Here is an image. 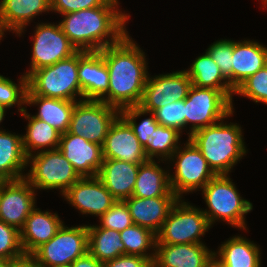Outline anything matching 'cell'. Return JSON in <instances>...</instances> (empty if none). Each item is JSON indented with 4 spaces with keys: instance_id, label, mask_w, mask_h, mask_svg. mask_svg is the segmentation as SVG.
<instances>
[{
    "instance_id": "obj_11",
    "label": "cell",
    "mask_w": 267,
    "mask_h": 267,
    "mask_svg": "<svg viewBox=\"0 0 267 267\" xmlns=\"http://www.w3.org/2000/svg\"><path fill=\"white\" fill-rule=\"evenodd\" d=\"M119 115L118 108L101 100L77 101L68 132L102 146L111 124Z\"/></svg>"
},
{
    "instance_id": "obj_19",
    "label": "cell",
    "mask_w": 267,
    "mask_h": 267,
    "mask_svg": "<svg viewBox=\"0 0 267 267\" xmlns=\"http://www.w3.org/2000/svg\"><path fill=\"white\" fill-rule=\"evenodd\" d=\"M178 197L140 198L131 196L124 200L134 224L158 234Z\"/></svg>"
},
{
    "instance_id": "obj_12",
    "label": "cell",
    "mask_w": 267,
    "mask_h": 267,
    "mask_svg": "<svg viewBox=\"0 0 267 267\" xmlns=\"http://www.w3.org/2000/svg\"><path fill=\"white\" fill-rule=\"evenodd\" d=\"M31 68L25 75L29 77L34 71L52 66L78 52L62 31L59 23H39L34 30Z\"/></svg>"
},
{
    "instance_id": "obj_18",
    "label": "cell",
    "mask_w": 267,
    "mask_h": 267,
    "mask_svg": "<svg viewBox=\"0 0 267 267\" xmlns=\"http://www.w3.org/2000/svg\"><path fill=\"white\" fill-rule=\"evenodd\" d=\"M78 78L83 100H100L109 90V73L100 51H79Z\"/></svg>"
},
{
    "instance_id": "obj_39",
    "label": "cell",
    "mask_w": 267,
    "mask_h": 267,
    "mask_svg": "<svg viewBox=\"0 0 267 267\" xmlns=\"http://www.w3.org/2000/svg\"><path fill=\"white\" fill-rule=\"evenodd\" d=\"M152 113L159 125L176 129L181 134L182 129H185V99L168 103Z\"/></svg>"
},
{
    "instance_id": "obj_40",
    "label": "cell",
    "mask_w": 267,
    "mask_h": 267,
    "mask_svg": "<svg viewBox=\"0 0 267 267\" xmlns=\"http://www.w3.org/2000/svg\"><path fill=\"white\" fill-rule=\"evenodd\" d=\"M206 52L218 65L223 76L228 80L230 86L232 87L233 40H217L207 48Z\"/></svg>"
},
{
    "instance_id": "obj_14",
    "label": "cell",
    "mask_w": 267,
    "mask_h": 267,
    "mask_svg": "<svg viewBox=\"0 0 267 267\" xmlns=\"http://www.w3.org/2000/svg\"><path fill=\"white\" fill-rule=\"evenodd\" d=\"M35 192L25 178L4 181L0 186V220L20 231L36 207Z\"/></svg>"
},
{
    "instance_id": "obj_48",
    "label": "cell",
    "mask_w": 267,
    "mask_h": 267,
    "mask_svg": "<svg viewBox=\"0 0 267 267\" xmlns=\"http://www.w3.org/2000/svg\"><path fill=\"white\" fill-rule=\"evenodd\" d=\"M4 36V31L2 30V28L0 27V40H2Z\"/></svg>"
},
{
    "instance_id": "obj_28",
    "label": "cell",
    "mask_w": 267,
    "mask_h": 267,
    "mask_svg": "<svg viewBox=\"0 0 267 267\" xmlns=\"http://www.w3.org/2000/svg\"><path fill=\"white\" fill-rule=\"evenodd\" d=\"M214 252L226 267H261L260 248L243 236L230 237Z\"/></svg>"
},
{
    "instance_id": "obj_9",
    "label": "cell",
    "mask_w": 267,
    "mask_h": 267,
    "mask_svg": "<svg viewBox=\"0 0 267 267\" xmlns=\"http://www.w3.org/2000/svg\"><path fill=\"white\" fill-rule=\"evenodd\" d=\"M176 159V161H175ZM175 163V172L169 174L171 190L182 199L183 194L200 191L216 176L197 146L188 139L168 160Z\"/></svg>"
},
{
    "instance_id": "obj_31",
    "label": "cell",
    "mask_w": 267,
    "mask_h": 267,
    "mask_svg": "<svg viewBox=\"0 0 267 267\" xmlns=\"http://www.w3.org/2000/svg\"><path fill=\"white\" fill-rule=\"evenodd\" d=\"M88 252L102 263L125 254L120 232L109 228H88Z\"/></svg>"
},
{
    "instance_id": "obj_20",
    "label": "cell",
    "mask_w": 267,
    "mask_h": 267,
    "mask_svg": "<svg viewBox=\"0 0 267 267\" xmlns=\"http://www.w3.org/2000/svg\"><path fill=\"white\" fill-rule=\"evenodd\" d=\"M63 223L57 213L35 207L20 230L21 246L26 257L53 238Z\"/></svg>"
},
{
    "instance_id": "obj_27",
    "label": "cell",
    "mask_w": 267,
    "mask_h": 267,
    "mask_svg": "<svg viewBox=\"0 0 267 267\" xmlns=\"http://www.w3.org/2000/svg\"><path fill=\"white\" fill-rule=\"evenodd\" d=\"M76 102L38 95H26V105H37L39 108L38 113L33 116L48 123L61 134L66 133L69 129Z\"/></svg>"
},
{
    "instance_id": "obj_23",
    "label": "cell",
    "mask_w": 267,
    "mask_h": 267,
    "mask_svg": "<svg viewBox=\"0 0 267 267\" xmlns=\"http://www.w3.org/2000/svg\"><path fill=\"white\" fill-rule=\"evenodd\" d=\"M215 251L205 244H156L153 267H204Z\"/></svg>"
},
{
    "instance_id": "obj_3",
    "label": "cell",
    "mask_w": 267,
    "mask_h": 267,
    "mask_svg": "<svg viewBox=\"0 0 267 267\" xmlns=\"http://www.w3.org/2000/svg\"><path fill=\"white\" fill-rule=\"evenodd\" d=\"M223 121L199 129L189 137L216 175L231 173L247 153L241 126Z\"/></svg>"
},
{
    "instance_id": "obj_51",
    "label": "cell",
    "mask_w": 267,
    "mask_h": 267,
    "mask_svg": "<svg viewBox=\"0 0 267 267\" xmlns=\"http://www.w3.org/2000/svg\"><path fill=\"white\" fill-rule=\"evenodd\" d=\"M263 4H264V7H266V5H267V0H266Z\"/></svg>"
},
{
    "instance_id": "obj_46",
    "label": "cell",
    "mask_w": 267,
    "mask_h": 267,
    "mask_svg": "<svg viewBox=\"0 0 267 267\" xmlns=\"http://www.w3.org/2000/svg\"><path fill=\"white\" fill-rule=\"evenodd\" d=\"M6 107L0 106V123L3 121L4 117H5V112H6ZM0 130H2L0 128Z\"/></svg>"
},
{
    "instance_id": "obj_34",
    "label": "cell",
    "mask_w": 267,
    "mask_h": 267,
    "mask_svg": "<svg viewBox=\"0 0 267 267\" xmlns=\"http://www.w3.org/2000/svg\"><path fill=\"white\" fill-rule=\"evenodd\" d=\"M0 259L19 264L28 260L20 241V231L0 220Z\"/></svg>"
},
{
    "instance_id": "obj_37",
    "label": "cell",
    "mask_w": 267,
    "mask_h": 267,
    "mask_svg": "<svg viewBox=\"0 0 267 267\" xmlns=\"http://www.w3.org/2000/svg\"><path fill=\"white\" fill-rule=\"evenodd\" d=\"M234 94L247 97L256 103L267 105V64L249 76L236 89Z\"/></svg>"
},
{
    "instance_id": "obj_7",
    "label": "cell",
    "mask_w": 267,
    "mask_h": 267,
    "mask_svg": "<svg viewBox=\"0 0 267 267\" xmlns=\"http://www.w3.org/2000/svg\"><path fill=\"white\" fill-rule=\"evenodd\" d=\"M29 164L25 179L35 190L58 189L63 195L81 178L58 149L32 154L27 159V166Z\"/></svg>"
},
{
    "instance_id": "obj_43",
    "label": "cell",
    "mask_w": 267,
    "mask_h": 267,
    "mask_svg": "<svg viewBox=\"0 0 267 267\" xmlns=\"http://www.w3.org/2000/svg\"><path fill=\"white\" fill-rule=\"evenodd\" d=\"M71 267H104V263L98 261L94 256L87 252L84 256L77 258Z\"/></svg>"
},
{
    "instance_id": "obj_45",
    "label": "cell",
    "mask_w": 267,
    "mask_h": 267,
    "mask_svg": "<svg viewBox=\"0 0 267 267\" xmlns=\"http://www.w3.org/2000/svg\"><path fill=\"white\" fill-rule=\"evenodd\" d=\"M12 267H36V266H34L29 260H26L25 262L14 264Z\"/></svg>"
},
{
    "instance_id": "obj_4",
    "label": "cell",
    "mask_w": 267,
    "mask_h": 267,
    "mask_svg": "<svg viewBox=\"0 0 267 267\" xmlns=\"http://www.w3.org/2000/svg\"><path fill=\"white\" fill-rule=\"evenodd\" d=\"M208 209L202 210L212 227L215 221H225L232 227L246 230L245 215L253 209L242 198L229 175H216L202 189Z\"/></svg>"
},
{
    "instance_id": "obj_21",
    "label": "cell",
    "mask_w": 267,
    "mask_h": 267,
    "mask_svg": "<svg viewBox=\"0 0 267 267\" xmlns=\"http://www.w3.org/2000/svg\"><path fill=\"white\" fill-rule=\"evenodd\" d=\"M51 10V0H0V27L19 37L33 18Z\"/></svg>"
},
{
    "instance_id": "obj_2",
    "label": "cell",
    "mask_w": 267,
    "mask_h": 267,
    "mask_svg": "<svg viewBox=\"0 0 267 267\" xmlns=\"http://www.w3.org/2000/svg\"><path fill=\"white\" fill-rule=\"evenodd\" d=\"M118 5V0H107L99 7L62 14L59 25L78 51H100L128 33L125 25L130 14Z\"/></svg>"
},
{
    "instance_id": "obj_26",
    "label": "cell",
    "mask_w": 267,
    "mask_h": 267,
    "mask_svg": "<svg viewBox=\"0 0 267 267\" xmlns=\"http://www.w3.org/2000/svg\"><path fill=\"white\" fill-rule=\"evenodd\" d=\"M169 170L165 171L154 160L140 164L133 195L140 198L177 197L170 188Z\"/></svg>"
},
{
    "instance_id": "obj_5",
    "label": "cell",
    "mask_w": 267,
    "mask_h": 267,
    "mask_svg": "<svg viewBox=\"0 0 267 267\" xmlns=\"http://www.w3.org/2000/svg\"><path fill=\"white\" fill-rule=\"evenodd\" d=\"M79 51L73 56L34 71L28 77L26 95L69 101L83 100L78 78ZM78 95V96H77ZM76 97H81L77 99Z\"/></svg>"
},
{
    "instance_id": "obj_30",
    "label": "cell",
    "mask_w": 267,
    "mask_h": 267,
    "mask_svg": "<svg viewBox=\"0 0 267 267\" xmlns=\"http://www.w3.org/2000/svg\"><path fill=\"white\" fill-rule=\"evenodd\" d=\"M21 116L28 120L26 134L22 135L23 148L27 157L38 151L58 149L61 133L57 129L30 115L27 109L21 113Z\"/></svg>"
},
{
    "instance_id": "obj_32",
    "label": "cell",
    "mask_w": 267,
    "mask_h": 267,
    "mask_svg": "<svg viewBox=\"0 0 267 267\" xmlns=\"http://www.w3.org/2000/svg\"><path fill=\"white\" fill-rule=\"evenodd\" d=\"M122 243L125 245V254L148 258L152 263L155 258L157 237L152 231L133 224L120 232ZM153 249L152 253L147 250Z\"/></svg>"
},
{
    "instance_id": "obj_35",
    "label": "cell",
    "mask_w": 267,
    "mask_h": 267,
    "mask_svg": "<svg viewBox=\"0 0 267 267\" xmlns=\"http://www.w3.org/2000/svg\"><path fill=\"white\" fill-rule=\"evenodd\" d=\"M149 117L141 121L139 124L136 119L142 115H148ZM151 115V116H150ZM120 116L130 125L134 134L140 141L144 150L147 149V139L157 128L159 123L157 122L154 114L143 110L139 106H130L120 110Z\"/></svg>"
},
{
    "instance_id": "obj_42",
    "label": "cell",
    "mask_w": 267,
    "mask_h": 267,
    "mask_svg": "<svg viewBox=\"0 0 267 267\" xmlns=\"http://www.w3.org/2000/svg\"><path fill=\"white\" fill-rule=\"evenodd\" d=\"M104 267H153V264L148 258L123 254L105 262Z\"/></svg>"
},
{
    "instance_id": "obj_15",
    "label": "cell",
    "mask_w": 267,
    "mask_h": 267,
    "mask_svg": "<svg viewBox=\"0 0 267 267\" xmlns=\"http://www.w3.org/2000/svg\"><path fill=\"white\" fill-rule=\"evenodd\" d=\"M80 213L102 216L117 200L97 177H81L63 195Z\"/></svg>"
},
{
    "instance_id": "obj_16",
    "label": "cell",
    "mask_w": 267,
    "mask_h": 267,
    "mask_svg": "<svg viewBox=\"0 0 267 267\" xmlns=\"http://www.w3.org/2000/svg\"><path fill=\"white\" fill-rule=\"evenodd\" d=\"M104 159L143 164L149 159L130 125L119 115L111 124L102 145Z\"/></svg>"
},
{
    "instance_id": "obj_6",
    "label": "cell",
    "mask_w": 267,
    "mask_h": 267,
    "mask_svg": "<svg viewBox=\"0 0 267 267\" xmlns=\"http://www.w3.org/2000/svg\"><path fill=\"white\" fill-rule=\"evenodd\" d=\"M87 252V225L67 227L63 223L55 236L37 248L28 260L36 267L71 265Z\"/></svg>"
},
{
    "instance_id": "obj_8",
    "label": "cell",
    "mask_w": 267,
    "mask_h": 267,
    "mask_svg": "<svg viewBox=\"0 0 267 267\" xmlns=\"http://www.w3.org/2000/svg\"><path fill=\"white\" fill-rule=\"evenodd\" d=\"M210 228L202 209L179 199L156 235V244H204L200 239Z\"/></svg>"
},
{
    "instance_id": "obj_22",
    "label": "cell",
    "mask_w": 267,
    "mask_h": 267,
    "mask_svg": "<svg viewBox=\"0 0 267 267\" xmlns=\"http://www.w3.org/2000/svg\"><path fill=\"white\" fill-rule=\"evenodd\" d=\"M140 164L103 159L97 177L117 201H124L133 195Z\"/></svg>"
},
{
    "instance_id": "obj_49",
    "label": "cell",
    "mask_w": 267,
    "mask_h": 267,
    "mask_svg": "<svg viewBox=\"0 0 267 267\" xmlns=\"http://www.w3.org/2000/svg\"><path fill=\"white\" fill-rule=\"evenodd\" d=\"M49 267H71L70 265L49 266Z\"/></svg>"
},
{
    "instance_id": "obj_13",
    "label": "cell",
    "mask_w": 267,
    "mask_h": 267,
    "mask_svg": "<svg viewBox=\"0 0 267 267\" xmlns=\"http://www.w3.org/2000/svg\"><path fill=\"white\" fill-rule=\"evenodd\" d=\"M191 86V79L185 70L148 76L139 107L153 112L168 103L183 100L188 96Z\"/></svg>"
},
{
    "instance_id": "obj_33",
    "label": "cell",
    "mask_w": 267,
    "mask_h": 267,
    "mask_svg": "<svg viewBox=\"0 0 267 267\" xmlns=\"http://www.w3.org/2000/svg\"><path fill=\"white\" fill-rule=\"evenodd\" d=\"M181 133L173 128L158 125L147 139L145 154L149 160L168 161L172 154L180 147ZM161 158V159H160Z\"/></svg>"
},
{
    "instance_id": "obj_10",
    "label": "cell",
    "mask_w": 267,
    "mask_h": 267,
    "mask_svg": "<svg viewBox=\"0 0 267 267\" xmlns=\"http://www.w3.org/2000/svg\"><path fill=\"white\" fill-rule=\"evenodd\" d=\"M233 113V102L220 90L192 85L185 98V127L192 124L188 139L197 130L225 120Z\"/></svg>"
},
{
    "instance_id": "obj_38",
    "label": "cell",
    "mask_w": 267,
    "mask_h": 267,
    "mask_svg": "<svg viewBox=\"0 0 267 267\" xmlns=\"http://www.w3.org/2000/svg\"><path fill=\"white\" fill-rule=\"evenodd\" d=\"M99 219L101 223L99 226L87 225V228H109L121 232L134 224L124 201H117Z\"/></svg>"
},
{
    "instance_id": "obj_47",
    "label": "cell",
    "mask_w": 267,
    "mask_h": 267,
    "mask_svg": "<svg viewBox=\"0 0 267 267\" xmlns=\"http://www.w3.org/2000/svg\"><path fill=\"white\" fill-rule=\"evenodd\" d=\"M13 264L7 260L0 259V267H12Z\"/></svg>"
},
{
    "instance_id": "obj_50",
    "label": "cell",
    "mask_w": 267,
    "mask_h": 267,
    "mask_svg": "<svg viewBox=\"0 0 267 267\" xmlns=\"http://www.w3.org/2000/svg\"><path fill=\"white\" fill-rule=\"evenodd\" d=\"M4 182V180L0 177V186Z\"/></svg>"
},
{
    "instance_id": "obj_44",
    "label": "cell",
    "mask_w": 267,
    "mask_h": 267,
    "mask_svg": "<svg viewBox=\"0 0 267 267\" xmlns=\"http://www.w3.org/2000/svg\"><path fill=\"white\" fill-rule=\"evenodd\" d=\"M204 267H226L223 262L213 253L206 261Z\"/></svg>"
},
{
    "instance_id": "obj_41",
    "label": "cell",
    "mask_w": 267,
    "mask_h": 267,
    "mask_svg": "<svg viewBox=\"0 0 267 267\" xmlns=\"http://www.w3.org/2000/svg\"><path fill=\"white\" fill-rule=\"evenodd\" d=\"M107 0H51V10L67 14L102 6Z\"/></svg>"
},
{
    "instance_id": "obj_17",
    "label": "cell",
    "mask_w": 267,
    "mask_h": 267,
    "mask_svg": "<svg viewBox=\"0 0 267 267\" xmlns=\"http://www.w3.org/2000/svg\"><path fill=\"white\" fill-rule=\"evenodd\" d=\"M58 150L81 177L97 176L104 159L101 145L67 131L60 136Z\"/></svg>"
},
{
    "instance_id": "obj_1",
    "label": "cell",
    "mask_w": 267,
    "mask_h": 267,
    "mask_svg": "<svg viewBox=\"0 0 267 267\" xmlns=\"http://www.w3.org/2000/svg\"><path fill=\"white\" fill-rule=\"evenodd\" d=\"M100 52L109 73V90L100 100L119 110L139 106L149 76L145 52L128 33Z\"/></svg>"
},
{
    "instance_id": "obj_29",
    "label": "cell",
    "mask_w": 267,
    "mask_h": 267,
    "mask_svg": "<svg viewBox=\"0 0 267 267\" xmlns=\"http://www.w3.org/2000/svg\"><path fill=\"white\" fill-rule=\"evenodd\" d=\"M192 85L199 88H213L220 90L231 101L235 90L230 86L228 80L223 76L218 65L212 60L211 56L205 54L197 57L191 67L185 70Z\"/></svg>"
},
{
    "instance_id": "obj_24",
    "label": "cell",
    "mask_w": 267,
    "mask_h": 267,
    "mask_svg": "<svg viewBox=\"0 0 267 267\" xmlns=\"http://www.w3.org/2000/svg\"><path fill=\"white\" fill-rule=\"evenodd\" d=\"M267 64V47L257 41L233 40L232 88L235 90L249 76Z\"/></svg>"
},
{
    "instance_id": "obj_25",
    "label": "cell",
    "mask_w": 267,
    "mask_h": 267,
    "mask_svg": "<svg viewBox=\"0 0 267 267\" xmlns=\"http://www.w3.org/2000/svg\"><path fill=\"white\" fill-rule=\"evenodd\" d=\"M27 159L22 136L0 130V177L4 181L25 178L22 170L27 168Z\"/></svg>"
},
{
    "instance_id": "obj_36",
    "label": "cell",
    "mask_w": 267,
    "mask_h": 267,
    "mask_svg": "<svg viewBox=\"0 0 267 267\" xmlns=\"http://www.w3.org/2000/svg\"><path fill=\"white\" fill-rule=\"evenodd\" d=\"M27 90L28 77L25 74L20 77L19 84L0 75V106L11 108L17 105L18 111L22 113L27 107H24Z\"/></svg>"
}]
</instances>
